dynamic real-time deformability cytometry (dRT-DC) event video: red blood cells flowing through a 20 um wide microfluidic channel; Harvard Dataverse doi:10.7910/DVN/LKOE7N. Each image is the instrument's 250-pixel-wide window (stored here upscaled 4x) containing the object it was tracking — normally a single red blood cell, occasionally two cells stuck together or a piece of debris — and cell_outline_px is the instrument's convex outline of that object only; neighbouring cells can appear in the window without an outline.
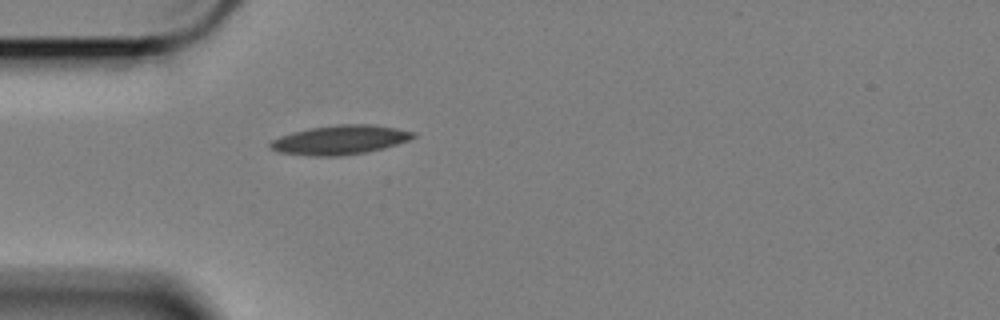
{"species": "Egyptian fruit bat (a non-hibernating species)", "species_latin": "Rousettus aegyptiacus", "temperature_condition": "cold", "stored_images_in_passage": 43, "camera_frame_rate_fps": 3000, "um_per_image_px": 0.085, "animal": {"sex": "female"}, "frame": {"image": 1, "passage_image": 1, "time_ms": 0.0, "image_size_px": [1000, 320], "cell_outline_px": [[416, 136], [408, 140], [396, 144], [364, 152], [340, 156], [312, 156], [276, 152], [268, 144], [272, 140], [280, 136], [292, 132], [308, 128], [336, 124], [372, 124], [396, 128], [416, 132]], "centroid_in_image_um": [28.87, 11.88], "position_along_channel_um": 56.1, "area_um2": 24.28}}
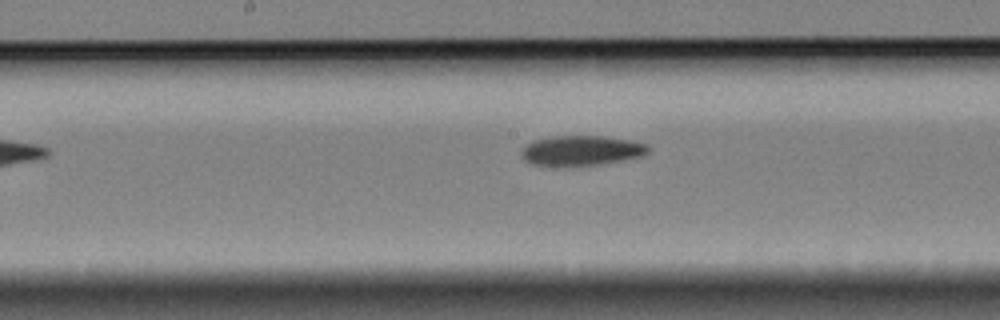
{"frame": {"image": 2, "passage_image": 14, "time_ms": 4.333, "image_size_px": [1000, 320], "cell_outline_px": [[652, 148], [648, 152], [640, 156], [600, 164], [568, 168], [532, 164], [524, 160], [520, 152], [532, 140], [552, 136], [600, 136], [628, 140], [648, 144]], "centroid_in_image_um": [49.38, 12.82], "position_along_channel_um": 198.8, "area_um2": 22.48}}
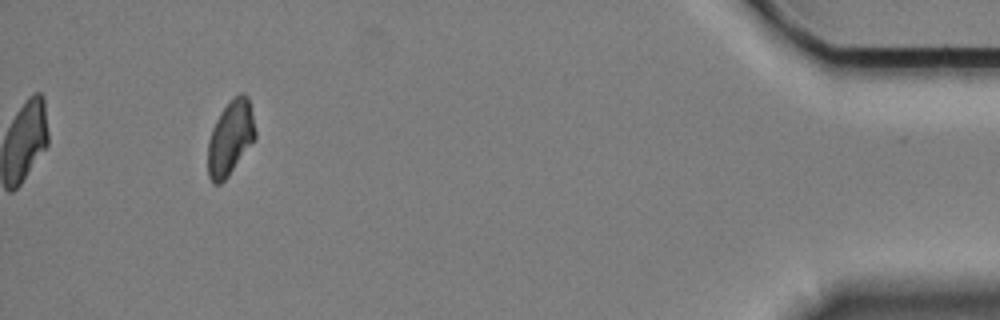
{"frame": {"image": 3, "passage_image": 39, "time_ms": 12.667, "image_size_px": [1000, 320], "cell_outline_px": [[256, 136], [228, 176], [220, 184], [212, 184], [208, 176], [208, 140], [212, 128], [220, 112], [232, 96], [240, 92], [244, 92], [248, 96], [252, 112], [256, 132]], "centroid_in_image_um": [19.57, 11.68], "position_along_channel_um": 415.6, "area_um2": 20.63}, "authors_computed_cell_mechanics": {"area_um2": 21.964, "velocity_mm_per_s": 3.3872, "shape_relaxation_time_tau1_ms": 10.618, "shape_relaxation_time_tau2_ms": null, "deformation_change_tau1": 0.1721, "deformation_change_tau2": null}}